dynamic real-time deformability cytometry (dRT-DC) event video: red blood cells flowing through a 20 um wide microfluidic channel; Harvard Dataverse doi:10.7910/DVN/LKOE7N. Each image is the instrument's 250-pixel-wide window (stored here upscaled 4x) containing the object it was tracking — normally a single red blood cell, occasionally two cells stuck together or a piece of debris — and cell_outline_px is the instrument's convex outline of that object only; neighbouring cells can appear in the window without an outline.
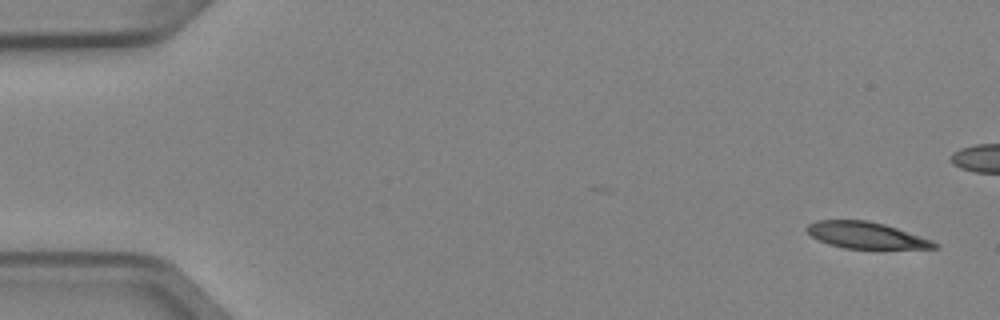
{"species": "Egyptian fruit bat (a non-hibernating species)", "species_latin": "Rousettus aegyptiacus", "temperature_condition": "cold", "stored_images_in_passage": 5, "camera_frame_rate_fps": 3000, "um_per_image_px": 0.085, "animal": {"sex": "female"}, "frame": {"image": 1, "passage_image": 1, "time_ms": 0.0, "image_size_px": [1000, 320], "cell_outline_px": [[940, 248], [844, 248], [828, 244], [812, 236], [804, 228], [808, 224], [816, 220], [868, 220], [884, 224], [932, 240], [940, 244]], "centroid_in_image_um": [73.6, 19.99], "position_along_channel_um": 11.4, "area_um2": 19.48}}